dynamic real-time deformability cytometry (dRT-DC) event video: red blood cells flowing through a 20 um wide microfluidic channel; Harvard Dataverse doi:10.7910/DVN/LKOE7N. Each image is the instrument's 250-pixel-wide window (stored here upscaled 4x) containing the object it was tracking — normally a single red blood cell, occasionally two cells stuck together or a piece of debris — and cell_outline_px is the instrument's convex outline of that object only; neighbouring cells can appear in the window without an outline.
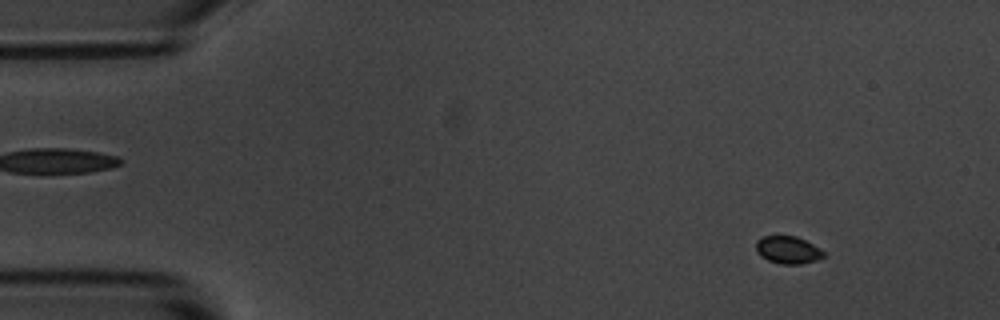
{"species": "common noctule bat (a hibernating species)", "species_latin": "Nyctalus noctula", "temperature_condition": "room temperature", "stored_images_in_passage": 3, "camera_frame_rate_fps": 3000, "um_per_image_px": 0.085, "animal": {"sex": "male", "body_mass_g": 20.1, "forearm_length_mm": 53.5}, "frame": {"image": 1, "passage_image": 1, "time_ms": 0.0, "image_size_px": [1000, 320], "cell_outline_px": [[824, 256], [816, 260], [800, 264], [780, 264], [768, 260], [760, 256], [756, 252], [756, 240], [764, 236], [796, 236], [812, 244], [824, 252]], "centroid_in_image_um": [66.93, 21.25], "position_along_channel_um": 18.1, "area_um2": 10.75}}
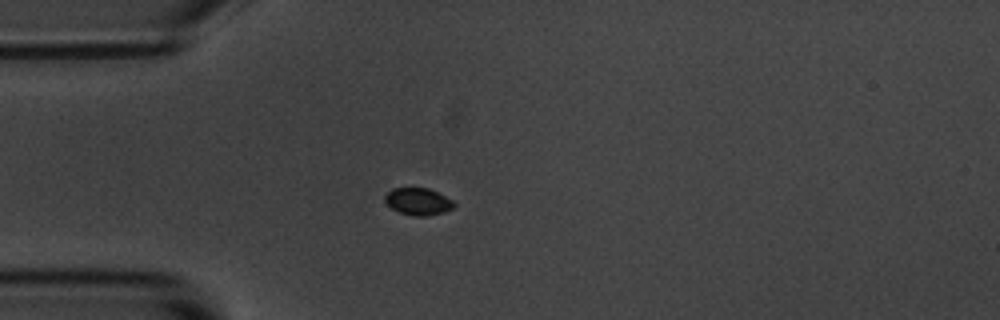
{"frame": {"image": 2, "passage_image": 3, "time_ms": 3.0, "image_size_px": [1000, 320], "cell_outline_px": [[456, 204], [452, 208], [444, 212], [424, 216], [412, 216], [400, 212], [392, 208], [384, 200], [384, 196], [392, 188], [428, 188], [452, 200]], "centroid_in_image_um": [35.53, 17.13], "position_along_channel_um": 49.5, "area_um2": 10.75}}